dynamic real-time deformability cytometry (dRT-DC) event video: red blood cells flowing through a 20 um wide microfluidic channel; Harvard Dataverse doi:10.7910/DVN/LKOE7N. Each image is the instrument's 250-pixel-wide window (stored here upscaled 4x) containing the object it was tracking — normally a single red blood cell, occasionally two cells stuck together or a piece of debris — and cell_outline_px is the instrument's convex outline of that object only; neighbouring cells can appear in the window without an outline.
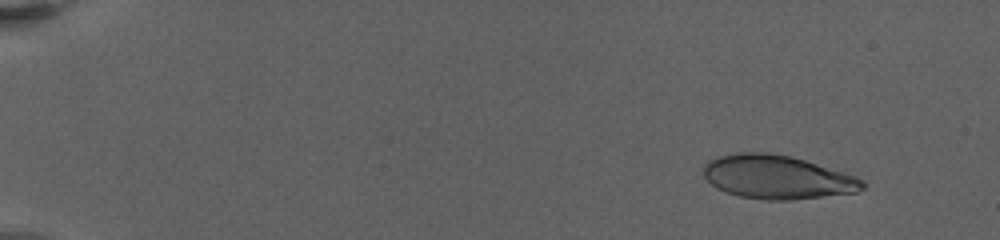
{"species": "human", "species_latin": "Homo sapiens", "temperature_condition": "warm", "stored_images_in_passage": 31, "camera_frame_rate_fps": 3000, "um_per_image_px": 0.085, "donor": {"sex": "female"}, "frame": {"image": 1, "passage_image": 9, "time_ms": 2.0, "image_size_px": [1000, 240], "cell_outline_px": [[864, 188], [856, 192], [792, 200], [768, 200], [740, 196], [716, 188], [704, 176], [704, 168], [708, 160], [720, 156], [736, 152], [768, 152], [792, 156], [856, 176], [864, 180]], "centroid_in_image_um": [66.07, 15.04], "position_along_channel_um": 18.9, "area_um2": 40.29}}
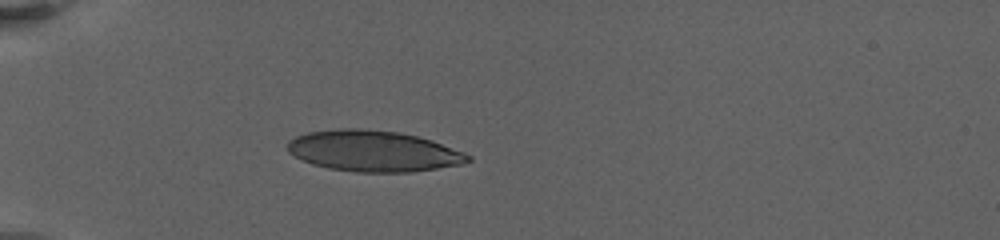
{"frame": {"image": 2, "passage_image": 28, "time_ms": 7.0, "image_size_px": [1000, 240], "cell_outline_px": [[472, 160], [460, 164], [412, 172], [356, 172], [328, 168], [312, 164], [288, 152], [288, 140], [296, 136], [308, 132], [340, 128], [360, 128], [400, 132], [432, 140], [464, 152], [472, 156]], "centroid_in_image_um": [31.74, 12.83], "position_along_channel_um": 53.3, "area_um2": 43.06}}